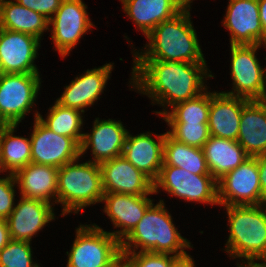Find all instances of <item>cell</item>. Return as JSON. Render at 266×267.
<instances>
[{"mask_svg":"<svg viewBox=\"0 0 266 267\" xmlns=\"http://www.w3.org/2000/svg\"><path fill=\"white\" fill-rule=\"evenodd\" d=\"M206 63L174 60H133L130 84L163 107L192 99L204 92V78H212ZM204 80V81H203ZM166 104V105H165Z\"/></svg>","mask_w":266,"mask_h":267,"instance_id":"cell-1","label":"cell"},{"mask_svg":"<svg viewBox=\"0 0 266 267\" xmlns=\"http://www.w3.org/2000/svg\"><path fill=\"white\" fill-rule=\"evenodd\" d=\"M190 4L173 18L157 25L146 35L149 42L145 45L143 52L139 50L134 52V60L206 63L191 22Z\"/></svg>","mask_w":266,"mask_h":267,"instance_id":"cell-2","label":"cell"},{"mask_svg":"<svg viewBox=\"0 0 266 267\" xmlns=\"http://www.w3.org/2000/svg\"><path fill=\"white\" fill-rule=\"evenodd\" d=\"M191 243L182 237L173 224L172 217L163 200L152 203L142 219L121 241V252H152L173 254L176 257L189 255L185 248H191Z\"/></svg>","mask_w":266,"mask_h":267,"instance_id":"cell-3","label":"cell"},{"mask_svg":"<svg viewBox=\"0 0 266 267\" xmlns=\"http://www.w3.org/2000/svg\"><path fill=\"white\" fill-rule=\"evenodd\" d=\"M224 207L230 230L225 251L232 259L266 260V204Z\"/></svg>","mask_w":266,"mask_h":267,"instance_id":"cell-4","label":"cell"},{"mask_svg":"<svg viewBox=\"0 0 266 267\" xmlns=\"http://www.w3.org/2000/svg\"><path fill=\"white\" fill-rule=\"evenodd\" d=\"M78 159L58 168L57 204L62 203L63 216L77 214L86 206L100 203L104 192L98 163Z\"/></svg>","mask_w":266,"mask_h":267,"instance_id":"cell-5","label":"cell"},{"mask_svg":"<svg viewBox=\"0 0 266 267\" xmlns=\"http://www.w3.org/2000/svg\"><path fill=\"white\" fill-rule=\"evenodd\" d=\"M67 255V267H115L122 260L121 242L95 223L80 224Z\"/></svg>","mask_w":266,"mask_h":267,"instance_id":"cell-6","label":"cell"},{"mask_svg":"<svg viewBox=\"0 0 266 267\" xmlns=\"http://www.w3.org/2000/svg\"><path fill=\"white\" fill-rule=\"evenodd\" d=\"M39 73H0V125H18L40 90Z\"/></svg>","mask_w":266,"mask_h":267,"instance_id":"cell-7","label":"cell"},{"mask_svg":"<svg viewBox=\"0 0 266 267\" xmlns=\"http://www.w3.org/2000/svg\"><path fill=\"white\" fill-rule=\"evenodd\" d=\"M260 44L230 45L233 90L222 92L248 100H265V70L256 58Z\"/></svg>","mask_w":266,"mask_h":267,"instance_id":"cell-8","label":"cell"},{"mask_svg":"<svg viewBox=\"0 0 266 267\" xmlns=\"http://www.w3.org/2000/svg\"><path fill=\"white\" fill-rule=\"evenodd\" d=\"M161 188L188 202L219 205L218 184L212 175H195L179 167L162 166L154 181V193Z\"/></svg>","mask_w":266,"mask_h":267,"instance_id":"cell-9","label":"cell"},{"mask_svg":"<svg viewBox=\"0 0 266 267\" xmlns=\"http://www.w3.org/2000/svg\"><path fill=\"white\" fill-rule=\"evenodd\" d=\"M221 206L262 205L257 157H249L217 181Z\"/></svg>","mask_w":266,"mask_h":267,"instance_id":"cell-10","label":"cell"},{"mask_svg":"<svg viewBox=\"0 0 266 267\" xmlns=\"http://www.w3.org/2000/svg\"><path fill=\"white\" fill-rule=\"evenodd\" d=\"M87 6L82 0H62L59 9L49 20L52 25L51 40L61 57H65L78 44L93 23L89 19Z\"/></svg>","mask_w":266,"mask_h":267,"instance_id":"cell-11","label":"cell"},{"mask_svg":"<svg viewBox=\"0 0 266 267\" xmlns=\"http://www.w3.org/2000/svg\"><path fill=\"white\" fill-rule=\"evenodd\" d=\"M34 113L31 140V162L61 168L81 157L80 145L71 137L54 133Z\"/></svg>","mask_w":266,"mask_h":267,"instance_id":"cell-12","label":"cell"},{"mask_svg":"<svg viewBox=\"0 0 266 267\" xmlns=\"http://www.w3.org/2000/svg\"><path fill=\"white\" fill-rule=\"evenodd\" d=\"M40 39L0 28V73H39L34 64Z\"/></svg>","mask_w":266,"mask_h":267,"instance_id":"cell-13","label":"cell"},{"mask_svg":"<svg viewBox=\"0 0 266 267\" xmlns=\"http://www.w3.org/2000/svg\"><path fill=\"white\" fill-rule=\"evenodd\" d=\"M104 193L153 195L154 182L122 155L99 164Z\"/></svg>","mask_w":266,"mask_h":267,"instance_id":"cell-14","label":"cell"},{"mask_svg":"<svg viewBox=\"0 0 266 267\" xmlns=\"http://www.w3.org/2000/svg\"><path fill=\"white\" fill-rule=\"evenodd\" d=\"M223 26L230 31V45L262 44L263 31L258 0H229Z\"/></svg>","mask_w":266,"mask_h":267,"instance_id":"cell-15","label":"cell"},{"mask_svg":"<svg viewBox=\"0 0 266 267\" xmlns=\"http://www.w3.org/2000/svg\"><path fill=\"white\" fill-rule=\"evenodd\" d=\"M124 127L120 120L95 118L91 134L84 133L83 135L80 155L82 156L87 149L92 147L93 160L89 161L98 164L121 156L129 132Z\"/></svg>","mask_w":266,"mask_h":267,"instance_id":"cell-16","label":"cell"},{"mask_svg":"<svg viewBox=\"0 0 266 267\" xmlns=\"http://www.w3.org/2000/svg\"><path fill=\"white\" fill-rule=\"evenodd\" d=\"M55 218L52 204L21 196L7 218L11 239L31 242L33 236Z\"/></svg>","mask_w":266,"mask_h":267,"instance_id":"cell-17","label":"cell"},{"mask_svg":"<svg viewBox=\"0 0 266 267\" xmlns=\"http://www.w3.org/2000/svg\"><path fill=\"white\" fill-rule=\"evenodd\" d=\"M101 202H105L103 212L111 219L115 228H121L110 232L121 242L142 219L153 200L147 195L104 193Z\"/></svg>","mask_w":266,"mask_h":267,"instance_id":"cell-18","label":"cell"},{"mask_svg":"<svg viewBox=\"0 0 266 267\" xmlns=\"http://www.w3.org/2000/svg\"><path fill=\"white\" fill-rule=\"evenodd\" d=\"M113 64L106 63L102 67L87 70L81 76L65 86V90L56 102L66 108H74L85 112V108L94 105L110 79Z\"/></svg>","mask_w":266,"mask_h":267,"instance_id":"cell-19","label":"cell"},{"mask_svg":"<svg viewBox=\"0 0 266 267\" xmlns=\"http://www.w3.org/2000/svg\"><path fill=\"white\" fill-rule=\"evenodd\" d=\"M157 142L152 138V133H141L132 136L129 132L126 137L122 156L134 167L142 171L153 182L158 178L163 165L164 141L166 133L154 135Z\"/></svg>","mask_w":266,"mask_h":267,"instance_id":"cell-20","label":"cell"},{"mask_svg":"<svg viewBox=\"0 0 266 267\" xmlns=\"http://www.w3.org/2000/svg\"><path fill=\"white\" fill-rule=\"evenodd\" d=\"M249 100L210 92L208 128L211 136L237 141L243 106Z\"/></svg>","mask_w":266,"mask_h":267,"instance_id":"cell-21","label":"cell"},{"mask_svg":"<svg viewBox=\"0 0 266 267\" xmlns=\"http://www.w3.org/2000/svg\"><path fill=\"white\" fill-rule=\"evenodd\" d=\"M123 10L143 34L180 13L191 0H120Z\"/></svg>","mask_w":266,"mask_h":267,"instance_id":"cell-22","label":"cell"},{"mask_svg":"<svg viewBox=\"0 0 266 267\" xmlns=\"http://www.w3.org/2000/svg\"><path fill=\"white\" fill-rule=\"evenodd\" d=\"M239 128L237 142L249 157L266 154V99L243 106Z\"/></svg>","mask_w":266,"mask_h":267,"instance_id":"cell-23","label":"cell"},{"mask_svg":"<svg viewBox=\"0 0 266 267\" xmlns=\"http://www.w3.org/2000/svg\"><path fill=\"white\" fill-rule=\"evenodd\" d=\"M20 196L57 203L58 168L29 163L14 174ZM18 184V185H17ZM54 199L53 203L51 200Z\"/></svg>","mask_w":266,"mask_h":267,"instance_id":"cell-24","label":"cell"},{"mask_svg":"<svg viewBox=\"0 0 266 267\" xmlns=\"http://www.w3.org/2000/svg\"><path fill=\"white\" fill-rule=\"evenodd\" d=\"M202 149L208 170L217 181L249 158L237 141L211 135Z\"/></svg>","mask_w":266,"mask_h":267,"instance_id":"cell-25","label":"cell"},{"mask_svg":"<svg viewBox=\"0 0 266 267\" xmlns=\"http://www.w3.org/2000/svg\"><path fill=\"white\" fill-rule=\"evenodd\" d=\"M47 20L42 14L32 11L11 0H0V28L14 32H22L41 40L49 30Z\"/></svg>","mask_w":266,"mask_h":267,"instance_id":"cell-26","label":"cell"},{"mask_svg":"<svg viewBox=\"0 0 266 267\" xmlns=\"http://www.w3.org/2000/svg\"><path fill=\"white\" fill-rule=\"evenodd\" d=\"M18 125H0V170L15 174L31 163V140L15 136Z\"/></svg>","mask_w":266,"mask_h":267,"instance_id":"cell-27","label":"cell"},{"mask_svg":"<svg viewBox=\"0 0 266 267\" xmlns=\"http://www.w3.org/2000/svg\"><path fill=\"white\" fill-rule=\"evenodd\" d=\"M162 166L179 167L195 175H211L203 149L177 141L168 132L164 141Z\"/></svg>","mask_w":266,"mask_h":267,"instance_id":"cell-28","label":"cell"},{"mask_svg":"<svg viewBox=\"0 0 266 267\" xmlns=\"http://www.w3.org/2000/svg\"><path fill=\"white\" fill-rule=\"evenodd\" d=\"M49 111L46 119L39 113V120L54 133L71 137L81 145L84 135V133L81 132V126H83V112L78 109L63 107L56 101L54 105L49 108Z\"/></svg>","mask_w":266,"mask_h":267,"instance_id":"cell-29","label":"cell"},{"mask_svg":"<svg viewBox=\"0 0 266 267\" xmlns=\"http://www.w3.org/2000/svg\"><path fill=\"white\" fill-rule=\"evenodd\" d=\"M210 91L174 105L171 111H155L167 123H208Z\"/></svg>","mask_w":266,"mask_h":267,"instance_id":"cell-30","label":"cell"},{"mask_svg":"<svg viewBox=\"0 0 266 267\" xmlns=\"http://www.w3.org/2000/svg\"><path fill=\"white\" fill-rule=\"evenodd\" d=\"M31 242L10 240L0 251V267H40L32 260Z\"/></svg>","mask_w":266,"mask_h":267,"instance_id":"cell-31","label":"cell"},{"mask_svg":"<svg viewBox=\"0 0 266 267\" xmlns=\"http://www.w3.org/2000/svg\"><path fill=\"white\" fill-rule=\"evenodd\" d=\"M167 131L174 139L192 147L202 148L210 137L208 123H168Z\"/></svg>","mask_w":266,"mask_h":267,"instance_id":"cell-32","label":"cell"},{"mask_svg":"<svg viewBox=\"0 0 266 267\" xmlns=\"http://www.w3.org/2000/svg\"><path fill=\"white\" fill-rule=\"evenodd\" d=\"M129 267H172L180 257L152 252H122Z\"/></svg>","mask_w":266,"mask_h":267,"instance_id":"cell-33","label":"cell"},{"mask_svg":"<svg viewBox=\"0 0 266 267\" xmlns=\"http://www.w3.org/2000/svg\"><path fill=\"white\" fill-rule=\"evenodd\" d=\"M15 178L13 174L0 177V218L7 219L14 209L15 203Z\"/></svg>","mask_w":266,"mask_h":267,"instance_id":"cell-34","label":"cell"},{"mask_svg":"<svg viewBox=\"0 0 266 267\" xmlns=\"http://www.w3.org/2000/svg\"><path fill=\"white\" fill-rule=\"evenodd\" d=\"M20 5L42 14L50 20L59 9L62 0H15Z\"/></svg>","mask_w":266,"mask_h":267,"instance_id":"cell-35","label":"cell"},{"mask_svg":"<svg viewBox=\"0 0 266 267\" xmlns=\"http://www.w3.org/2000/svg\"><path fill=\"white\" fill-rule=\"evenodd\" d=\"M262 198L266 204V154L257 156Z\"/></svg>","mask_w":266,"mask_h":267,"instance_id":"cell-36","label":"cell"},{"mask_svg":"<svg viewBox=\"0 0 266 267\" xmlns=\"http://www.w3.org/2000/svg\"><path fill=\"white\" fill-rule=\"evenodd\" d=\"M11 240L7 219L0 218V251Z\"/></svg>","mask_w":266,"mask_h":267,"instance_id":"cell-37","label":"cell"},{"mask_svg":"<svg viewBox=\"0 0 266 267\" xmlns=\"http://www.w3.org/2000/svg\"><path fill=\"white\" fill-rule=\"evenodd\" d=\"M258 7L261 25L266 34V0H258Z\"/></svg>","mask_w":266,"mask_h":267,"instance_id":"cell-38","label":"cell"},{"mask_svg":"<svg viewBox=\"0 0 266 267\" xmlns=\"http://www.w3.org/2000/svg\"><path fill=\"white\" fill-rule=\"evenodd\" d=\"M190 255L180 258L172 267H196Z\"/></svg>","mask_w":266,"mask_h":267,"instance_id":"cell-39","label":"cell"},{"mask_svg":"<svg viewBox=\"0 0 266 267\" xmlns=\"http://www.w3.org/2000/svg\"><path fill=\"white\" fill-rule=\"evenodd\" d=\"M242 264H238V267H266V260H260L262 261L261 263L255 262V260H247V262L242 259ZM264 261V262H263ZM244 264V265H243Z\"/></svg>","mask_w":266,"mask_h":267,"instance_id":"cell-40","label":"cell"},{"mask_svg":"<svg viewBox=\"0 0 266 267\" xmlns=\"http://www.w3.org/2000/svg\"><path fill=\"white\" fill-rule=\"evenodd\" d=\"M115 267H129V265L122 259Z\"/></svg>","mask_w":266,"mask_h":267,"instance_id":"cell-41","label":"cell"},{"mask_svg":"<svg viewBox=\"0 0 266 267\" xmlns=\"http://www.w3.org/2000/svg\"><path fill=\"white\" fill-rule=\"evenodd\" d=\"M261 45H264L263 47L266 48V40ZM264 70H266V68H264ZM264 72H265V83H266V71Z\"/></svg>","mask_w":266,"mask_h":267,"instance_id":"cell-42","label":"cell"}]
</instances>
